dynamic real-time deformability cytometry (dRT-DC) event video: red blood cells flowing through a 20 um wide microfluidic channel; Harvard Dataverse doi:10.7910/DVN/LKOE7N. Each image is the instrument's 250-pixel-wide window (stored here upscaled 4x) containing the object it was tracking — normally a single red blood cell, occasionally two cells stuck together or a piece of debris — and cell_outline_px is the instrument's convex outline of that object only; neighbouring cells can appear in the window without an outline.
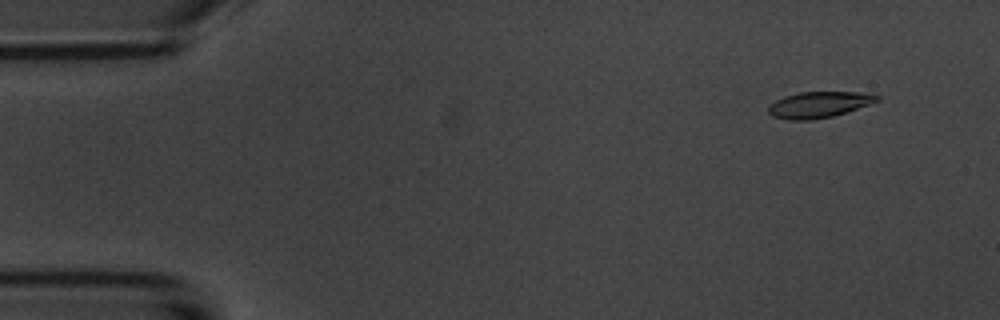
{"species": "common noctule bat (a hibernating species)", "species_latin": "Nyctalus noctula", "temperature_condition": "room temperature", "stored_images_in_passage": 10, "camera_frame_rate_fps": 3000, "um_per_image_px": 0.085, "animal": {"sex": "male", "body_mass_g": 20.1, "forearm_length_mm": 53.5}, "frame": {"image": 1, "passage_image": 2, "time_ms": 1.0, "image_size_px": [1000, 320], "cell_outline_px": [[880, 100], [832, 116], [812, 120], [788, 120], [772, 116], [768, 112], [768, 104], [784, 96], [800, 92], [872, 92], [880, 96]], "centroid_in_image_um": [69.59, 8.88], "position_along_channel_um": 15.4, "area_um2": 16.53}}
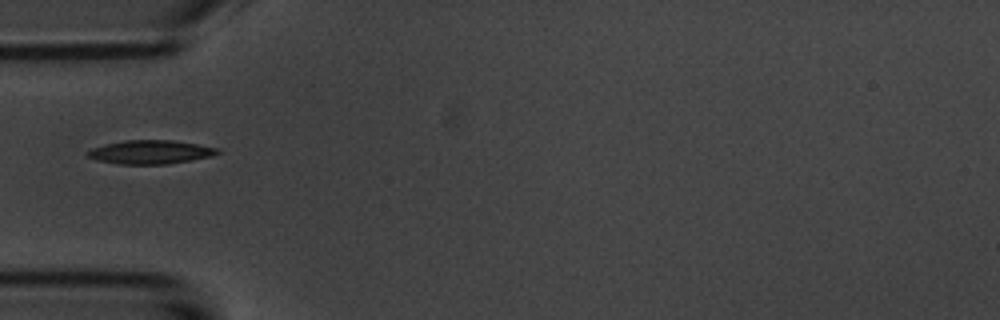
{"frame": {"image": 2, "passage_image": 5, "time_ms": 5.333, "image_size_px": [1000, 320], "cell_outline_px": [[224, 152], [212, 156], [192, 160], [168, 164], [120, 164], [96, 160], [88, 156], [84, 152], [92, 148], [124, 140], [172, 140], [220, 148]], "centroid_in_image_um": [12.84, 12.93], "position_along_channel_um": 72.2, "area_um2": 18.03}}
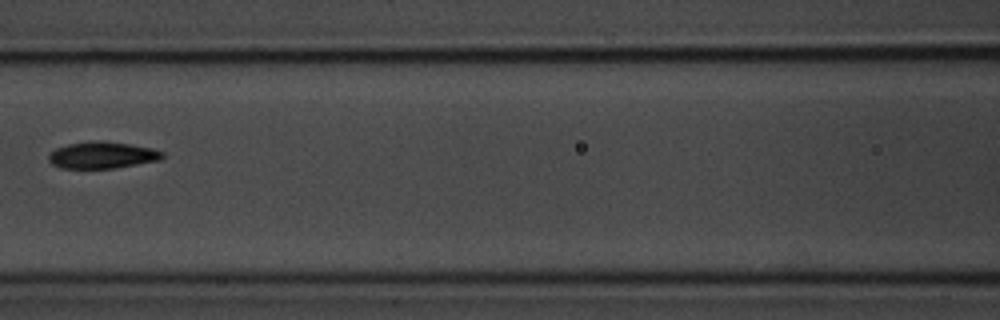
{"frame": {"image": 3, "passage_image": 7, "time_ms": 7.667, "image_size_px": [1000, 320], "cell_outline_px": [[164, 156], [160, 160], [116, 168], [60, 168], [52, 164], [48, 160], [48, 156], [56, 148], [68, 144], [92, 140], [104, 140], [152, 148], [164, 152]], "centroid_in_image_um": [8.69, 13.18], "position_along_channel_um": 157.9, "area_um2": 17.8}}